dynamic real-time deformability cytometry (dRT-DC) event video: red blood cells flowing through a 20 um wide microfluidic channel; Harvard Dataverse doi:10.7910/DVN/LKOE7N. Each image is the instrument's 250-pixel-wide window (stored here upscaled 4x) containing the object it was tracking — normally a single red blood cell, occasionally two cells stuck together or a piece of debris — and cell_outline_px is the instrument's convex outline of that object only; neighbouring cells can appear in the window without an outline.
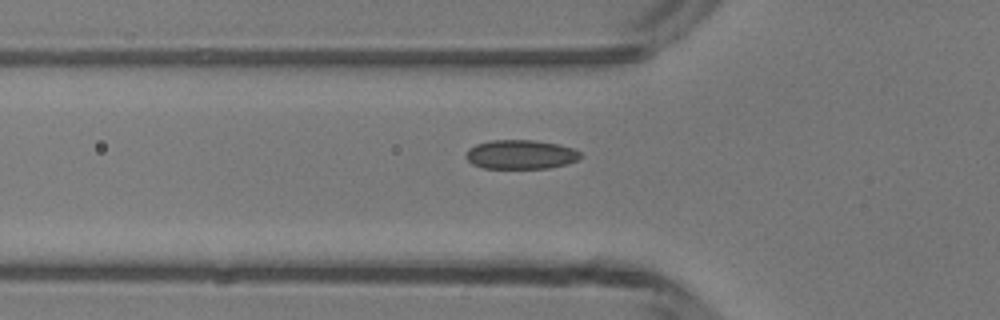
{"species": "common noctule bat (a hibernating species)", "species_latin": "Nyctalus noctula", "temperature_condition": "room temperature", "stored_images_in_passage": 34, "camera_frame_rate_fps": 3000, "um_per_image_px": 0.085, "animal": {"sex": "male", "body_mass_g": 13.3}, "frame": {"image": 1, "passage_image": 5, "time_ms": 1.333, "image_size_px": [1000, 320], "cell_outline_px": [[580, 156], [576, 160], [568, 164], [548, 168], [484, 168], [472, 164], [464, 156], [468, 148], [476, 144], [492, 140], [536, 140], [560, 144], [572, 148], [580, 152]], "centroid_in_image_um": [44.24, 13.12], "position_along_channel_um": 81.6, "area_um2": 19.54}}
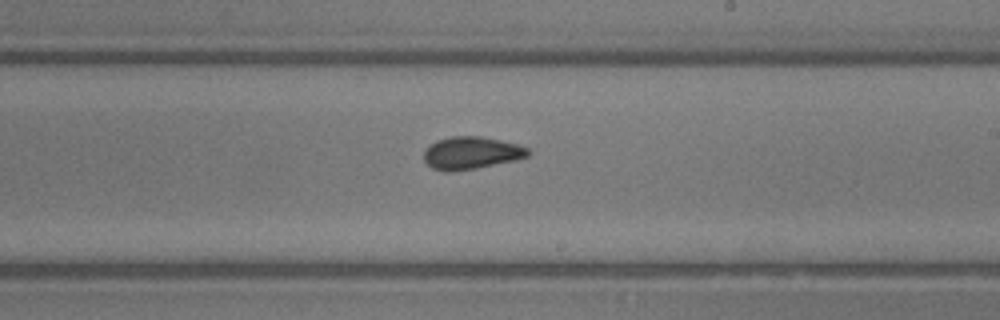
{"frame": {"image": 2, "passage_image": 17, "time_ms": 5.333, "image_size_px": [1000, 320], "cell_outline_px": [[532, 152], [528, 156], [516, 160], [476, 168], [452, 172], [444, 172], [432, 168], [424, 160], [424, 152], [436, 140], [452, 136], [480, 136], [500, 140], [516, 144], [528, 148]], "centroid_in_image_um": [40.07, 13.01], "position_along_channel_um": 248.9, "area_um2": 19.71}}
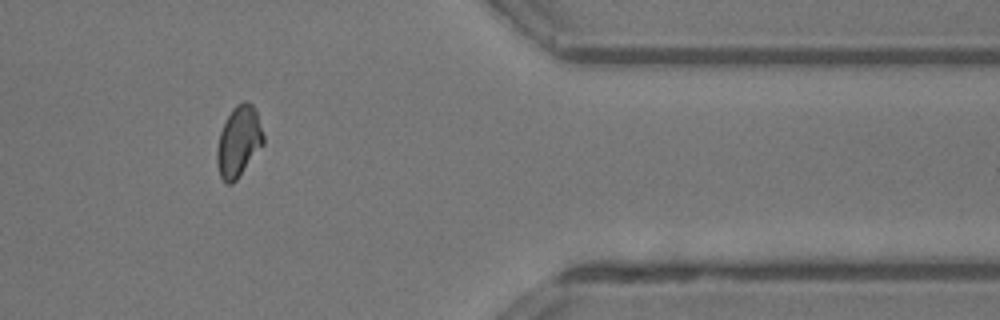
{"frame": {"image": 3, "passage_image": 29, "time_ms": 9.333, "image_size_px": [1000, 320], "cell_outline_px": [[264, 144], [236, 180], [232, 184], [228, 184], [220, 176], [216, 164], [216, 148], [220, 132], [224, 120], [232, 108], [236, 104], [244, 100], [248, 100], [252, 104], [256, 112], [264, 136]], "centroid_in_image_um": [20.27, 12.0], "position_along_channel_um": 391.1, "area_um2": 19.31}, "authors_computed_cell_mechanics": {"area_um2": 19.3052, "velocity_mm_per_s": 4.1685, "shape_relaxation_time_tau1_ms": 6.7946, "shape_relaxation_time_tau2_ms": 1.3012, "deformation_change_tau1": 0.1204, "deformation_change_tau2": 0.0646}}